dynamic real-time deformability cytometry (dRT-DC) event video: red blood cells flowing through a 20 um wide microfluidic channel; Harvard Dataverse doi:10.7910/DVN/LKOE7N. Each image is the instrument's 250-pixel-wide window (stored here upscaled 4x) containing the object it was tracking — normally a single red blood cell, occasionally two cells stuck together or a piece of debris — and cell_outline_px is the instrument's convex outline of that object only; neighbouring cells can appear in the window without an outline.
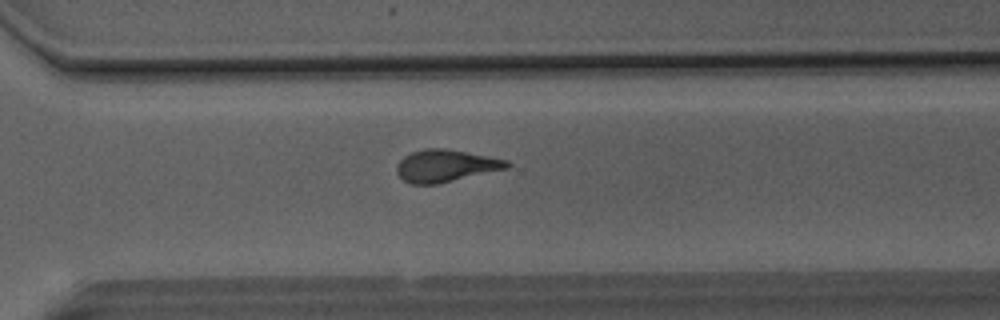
{"species": "Egyptian fruit bat (a non-hibernating species)", "species_latin": "Rousettus aegyptiacus", "temperature_condition": "room temperature", "stored_images_in_passage": 45, "camera_frame_rate_fps": 3000, "um_per_image_px": 0.085, "animal": {"sex": "male"}, "frame": {"image": 1, "passage_image": 33, "time_ms": 10.667, "image_size_px": [1000, 320], "cell_outline_px": [[512, 164], [508, 168], [440, 184], [412, 184], [404, 180], [396, 172], [396, 164], [404, 156], [412, 152], [424, 148], [444, 148], [488, 156], [508, 160]], "centroid_in_image_um": [37.88, 14.09], "position_along_channel_um": 332.7, "area_um2": 20.81}}
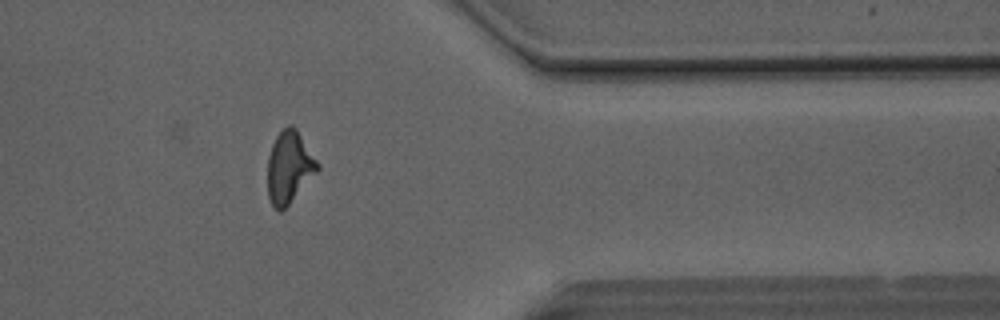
{"frame": {"image": 2, "passage_image": 38, "time_ms": 12.333, "image_size_px": [1000, 320], "cell_outline_px": [[320, 168], [288, 204], [280, 212], [272, 204], [268, 196], [268, 156], [272, 144], [276, 136], [288, 124], [292, 124], [296, 128], [320, 164]], "centroid_in_image_um": [24.58, 14.17], "position_along_channel_um": 386.8, "area_um2": 20.63}, "authors_computed_cell_mechanics": {"area_um2": 20.9236, "velocity_mm_per_s": 4.1646, "shape_relaxation_time_tau1_ms": 4.6503, "shape_relaxation_time_tau2_ms": 1.7469, "deformation_change_tau1": 0.1873, "deformation_change_tau2": 0.1123}}